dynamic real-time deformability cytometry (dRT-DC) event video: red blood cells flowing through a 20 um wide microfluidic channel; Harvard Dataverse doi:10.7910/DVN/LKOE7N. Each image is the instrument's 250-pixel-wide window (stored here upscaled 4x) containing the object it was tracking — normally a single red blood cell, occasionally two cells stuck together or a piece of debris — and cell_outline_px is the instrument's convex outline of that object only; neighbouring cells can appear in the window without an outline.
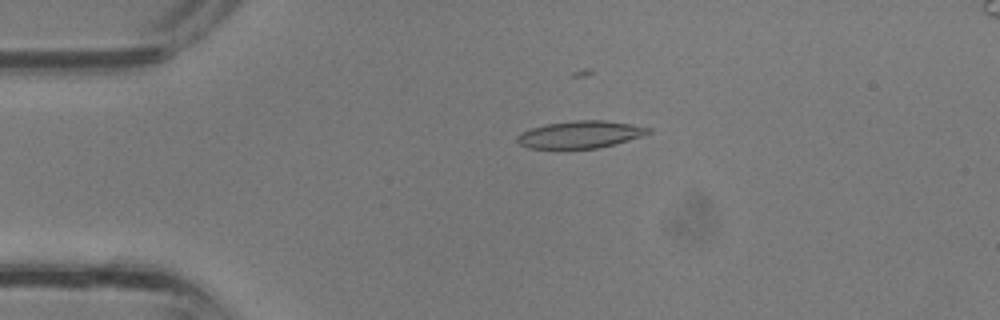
{"species": "common noctule bat (a hibernating species)", "species_latin": "Nyctalus noctula", "temperature_condition": "room temperature", "stored_images_in_passage": 14, "camera_frame_rate_fps": 3000, "um_per_image_px": 0.085, "animal": {"sex": "male", "body_mass_g": 13.3}, "frame": {"image": 1, "passage_image": 8, "time_ms": 2.333, "image_size_px": [1000, 320], "cell_outline_px": [[652, 132], [628, 140], [596, 148], [528, 148], [520, 144], [516, 140], [516, 136], [532, 128], [548, 124], [576, 120], [604, 120], [632, 124], [652, 128]], "centroid_in_image_um": [49.34, 11.42], "position_along_channel_um": 35.7, "area_um2": 20.46}}
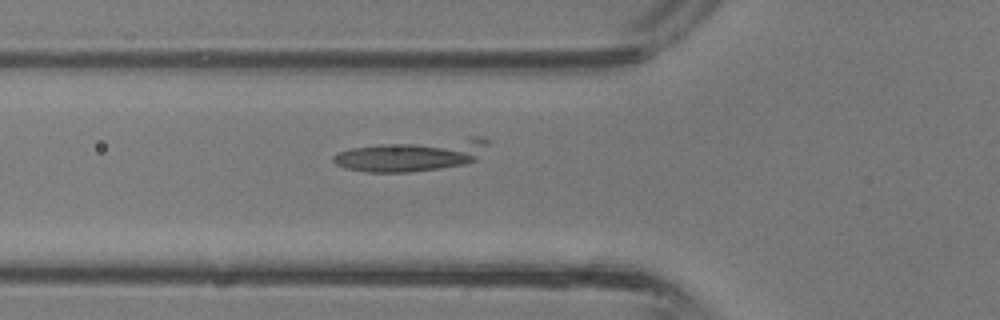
{"frame": {"image": 2, "passage_image": 13, "time_ms": 4.0, "image_size_px": [1000, 320], "cell_outline_px": [[492, 140], [476, 160], [464, 164], [440, 168], [412, 172], [368, 172], [344, 168], [336, 164], [332, 160], [332, 156], [340, 152], [352, 148], [380, 144], [472, 136], [484, 136]], "centroid_in_image_um": [35.11, 13.17], "position_along_channel_um": 90.7, "area_um2": 28.73}}